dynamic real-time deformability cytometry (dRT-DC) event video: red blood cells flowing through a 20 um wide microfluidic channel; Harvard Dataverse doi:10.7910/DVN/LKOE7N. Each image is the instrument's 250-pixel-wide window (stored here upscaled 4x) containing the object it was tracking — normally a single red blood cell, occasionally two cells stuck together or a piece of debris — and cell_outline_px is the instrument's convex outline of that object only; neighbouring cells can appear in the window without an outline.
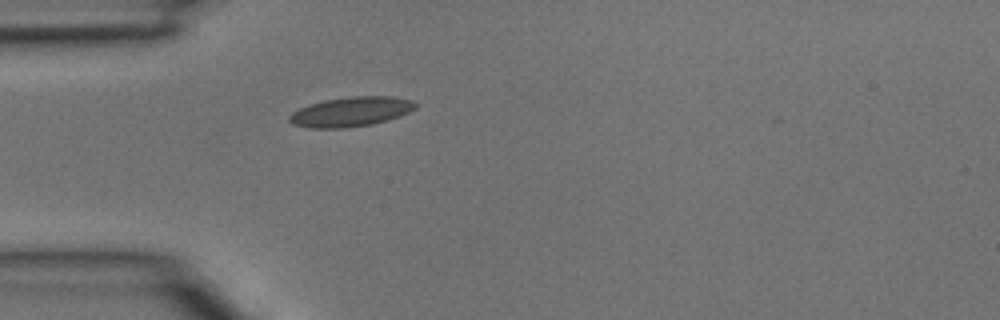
{"species": "common noctule bat (a hibernating species)", "species_latin": "Nyctalus noctula", "temperature_condition": "room temperature", "stored_images_in_passage": 1, "camera_frame_rate_fps": 3000, "um_per_image_px": 0.085, "animal": {"sex": "male", "body_mass_g": 15.6}, "frame": {"image": 1, "passage_image": 1, "time_ms": 0.0, "image_size_px": [1000, 320], "cell_outline_px": [[416, 108], [400, 116], [372, 124], [344, 128], [308, 128], [292, 124], [288, 120], [288, 116], [292, 112], [300, 108], [324, 100], [352, 96], [392, 96], [412, 100], [416, 104]], "centroid_in_image_um": [29.81, 9.5], "position_along_channel_um": 55.2, "area_um2": 21.73}}